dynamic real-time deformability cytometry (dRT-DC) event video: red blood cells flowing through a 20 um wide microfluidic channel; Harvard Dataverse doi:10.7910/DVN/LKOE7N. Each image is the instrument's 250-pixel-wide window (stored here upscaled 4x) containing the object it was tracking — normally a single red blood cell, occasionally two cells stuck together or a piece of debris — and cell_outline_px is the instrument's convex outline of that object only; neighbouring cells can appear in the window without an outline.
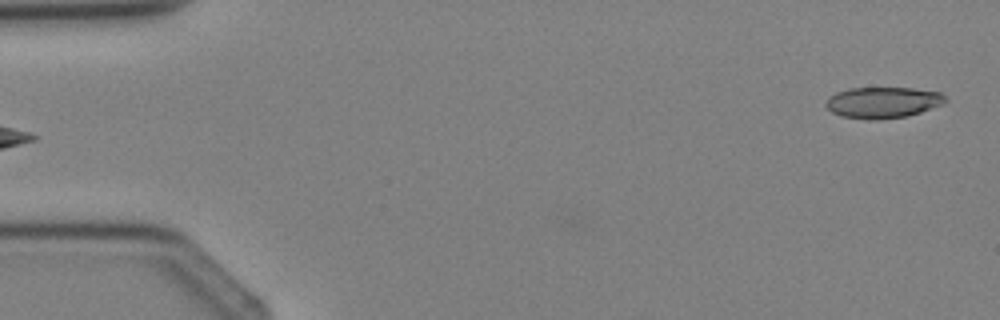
{"species": "Egyptian fruit bat (a non-hibernating species)", "species_latin": "Rousettus aegyptiacus", "temperature_condition": "cold", "stored_images_in_passage": 3, "camera_frame_rate_fps": 3000, "um_per_image_px": 0.085, "animal": {"sex": "female"}, "frame": {"image": 1, "passage_image": 3, "time_ms": 2.333, "image_size_px": [1000, 320], "cell_outline_px": [[948, 100], [944, 104], [908, 116], [876, 120], [868, 120], [840, 116], [832, 112], [824, 104], [828, 96], [836, 92], [848, 88], [912, 88], [940, 92]], "centroid_in_image_um": [75.02, 8.71], "position_along_channel_um": 10.0, "area_um2": 21.91}}